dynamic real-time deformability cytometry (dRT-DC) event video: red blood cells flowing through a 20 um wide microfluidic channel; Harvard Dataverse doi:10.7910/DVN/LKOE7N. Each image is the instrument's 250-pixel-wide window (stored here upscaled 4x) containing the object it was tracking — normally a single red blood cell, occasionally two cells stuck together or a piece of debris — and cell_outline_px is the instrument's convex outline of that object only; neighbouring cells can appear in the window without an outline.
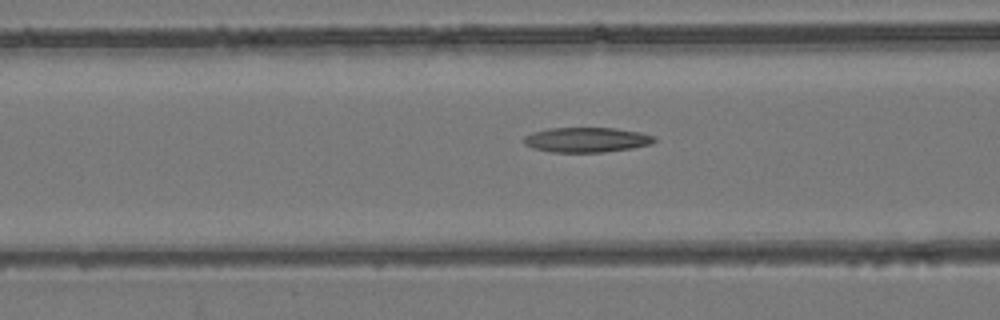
{"species": "common noctule bat (a hibernating species)", "species_latin": "Nyctalus noctula", "temperature_condition": "room temperature", "stored_images_in_passage": 54, "camera_frame_rate_fps": 3000, "um_per_image_px": 0.085, "animal": {"sex": "female", "body_mass_g": 24.6, "forearm_length_mm": 56.2}, "frame": {"image": 1, "passage_image": 22, "time_ms": 7.0, "image_size_px": [1000, 320], "cell_outline_px": [[656, 140], [652, 144], [632, 148], [604, 152], [552, 152], [532, 148], [524, 144], [524, 136], [532, 132], [548, 128], [616, 128], [640, 132], [656, 136]], "centroid_in_image_um": [49.87, 11.88], "position_along_channel_um": 116.7, "area_um2": 19.07}}
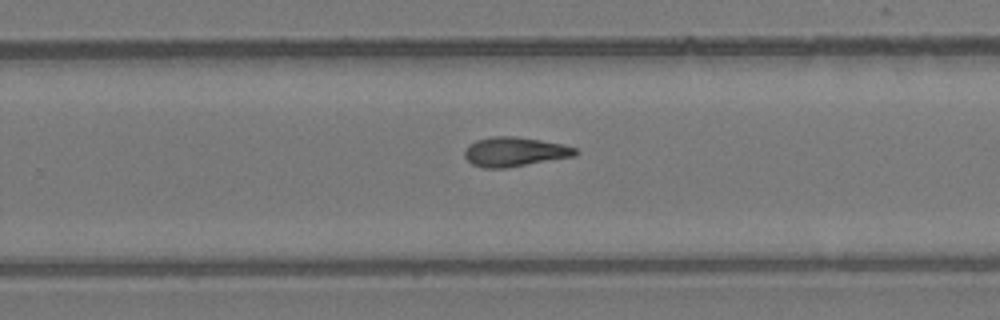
{"frame": {"image": 2, "passage_image": 35, "time_ms": 11.333, "image_size_px": [1000, 320], "cell_outline_px": [[580, 152], [576, 156], [504, 168], [484, 168], [472, 164], [464, 156], [464, 152], [468, 144], [476, 140], [492, 136], [516, 136], [540, 140], [560, 144], [576, 148]], "centroid_in_image_um": [43.73, 12.9], "position_along_channel_um": 286.1, "area_um2": 18.96}}
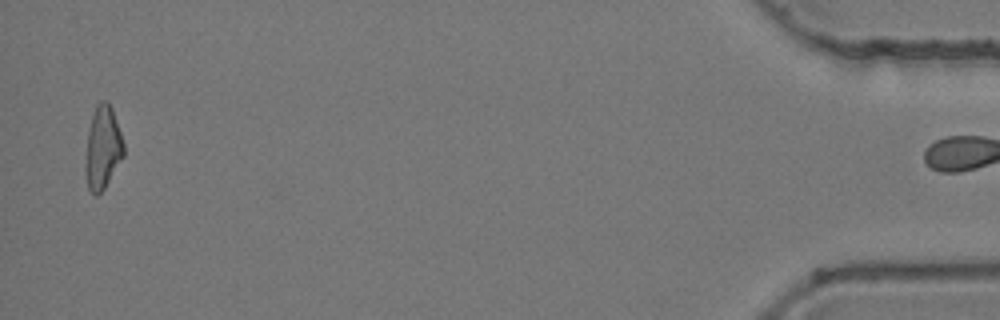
{"frame": {"image": 3, "passage_image": 53, "time_ms": 17.333, "image_size_px": [1000, 320], "cell_outline_px": [[124, 156], [104, 188], [96, 196], [88, 188], [84, 168], [88, 132], [92, 116], [96, 104], [100, 100], [108, 100], [112, 108], [124, 144]], "centroid_in_image_um": [8.72, 12.54], "position_along_channel_um": 426.5, "area_um2": 18.44}, "authors_computed_cell_mechanics": {"area_um2": 18.9584, "velocity_mm_per_s": 3.9057, "shape_relaxation_time_tau1_ms": null, "shape_relaxation_time_tau2_ms": 6.9199, "deformation_change_tau1": null, "deformation_change_tau2": 0.1761}}